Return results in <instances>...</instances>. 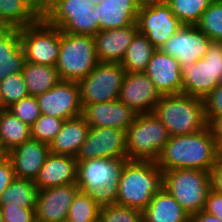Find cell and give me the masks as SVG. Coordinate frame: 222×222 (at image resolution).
Masks as SVG:
<instances>
[{
  "label": "cell",
  "mask_w": 222,
  "mask_h": 222,
  "mask_svg": "<svg viewBox=\"0 0 222 222\" xmlns=\"http://www.w3.org/2000/svg\"><path fill=\"white\" fill-rule=\"evenodd\" d=\"M145 73L160 95L182 93L181 66L177 59L165 54L161 49L154 51Z\"/></svg>",
  "instance_id": "cell-19"
},
{
  "label": "cell",
  "mask_w": 222,
  "mask_h": 222,
  "mask_svg": "<svg viewBox=\"0 0 222 222\" xmlns=\"http://www.w3.org/2000/svg\"><path fill=\"white\" fill-rule=\"evenodd\" d=\"M49 153L48 144L33 139L10 150L9 160L15 177L34 181Z\"/></svg>",
  "instance_id": "cell-21"
},
{
  "label": "cell",
  "mask_w": 222,
  "mask_h": 222,
  "mask_svg": "<svg viewBox=\"0 0 222 222\" xmlns=\"http://www.w3.org/2000/svg\"><path fill=\"white\" fill-rule=\"evenodd\" d=\"M156 163L162 171L196 169L209 172L217 164L215 139L209 127L192 134L171 136Z\"/></svg>",
  "instance_id": "cell-1"
},
{
  "label": "cell",
  "mask_w": 222,
  "mask_h": 222,
  "mask_svg": "<svg viewBox=\"0 0 222 222\" xmlns=\"http://www.w3.org/2000/svg\"><path fill=\"white\" fill-rule=\"evenodd\" d=\"M78 191L77 184L39 190L35 209L36 222L65 221L69 207Z\"/></svg>",
  "instance_id": "cell-17"
},
{
  "label": "cell",
  "mask_w": 222,
  "mask_h": 222,
  "mask_svg": "<svg viewBox=\"0 0 222 222\" xmlns=\"http://www.w3.org/2000/svg\"><path fill=\"white\" fill-rule=\"evenodd\" d=\"M163 188L170 193L191 216L205 206L211 190L209 172L196 169L163 171Z\"/></svg>",
  "instance_id": "cell-6"
},
{
  "label": "cell",
  "mask_w": 222,
  "mask_h": 222,
  "mask_svg": "<svg viewBox=\"0 0 222 222\" xmlns=\"http://www.w3.org/2000/svg\"><path fill=\"white\" fill-rule=\"evenodd\" d=\"M138 31L144 34L156 49L183 25L165 1L143 0L137 17Z\"/></svg>",
  "instance_id": "cell-12"
},
{
  "label": "cell",
  "mask_w": 222,
  "mask_h": 222,
  "mask_svg": "<svg viewBox=\"0 0 222 222\" xmlns=\"http://www.w3.org/2000/svg\"><path fill=\"white\" fill-rule=\"evenodd\" d=\"M0 108L2 109V98H1V94H0Z\"/></svg>",
  "instance_id": "cell-50"
},
{
  "label": "cell",
  "mask_w": 222,
  "mask_h": 222,
  "mask_svg": "<svg viewBox=\"0 0 222 222\" xmlns=\"http://www.w3.org/2000/svg\"><path fill=\"white\" fill-rule=\"evenodd\" d=\"M128 160L156 162L169 141L168 129L153 114H137L134 123L125 131Z\"/></svg>",
  "instance_id": "cell-5"
},
{
  "label": "cell",
  "mask_w": 222,
  "mask_h": 222,
  "mask_svg": "<svg viewBox=\"0 0 222 222\" xmlns=\"http://www.w3.org/2000/svg\"><path fill=\"white\" fill-rule=\"evenodd\" d=\"M127 158H101L77 162V185L80 191L110 200Z\"/></svg>",
  "instance_id": "cell-9"
},
{
  "label": "cell",
  "mask_w": 222,
  "mask_h": 222,
  "mask_svg": "<svg viewBox=\"0 0 222 222\" xmlns=\"http://www.w3.org/2000/svg\"><path fill=\"white\" fill-rule=\"evenodd\" d=\"M89 130L90 126L82 116L65 120L60 132L49 145L50 152L75 157Z\"/></svg>",
  "instance_id": "cell-25"
},
{
  "label": "cell",
  "mask_w": 222,
  "mask_h": 222,
  "mask_svg": "<svg viewBox=\"0 0 222 222\" xmlns=\"http://www.w3.org/2000/svg\"><path fill=\"white\" fill-rule=\"evenodd\" d=\"M81 116L90 127H106L127 130L137 114L117 100L82 105Z\"/></svg>",
  "instance_id": "cell-18"
},
{
  "label": "cell",
  "mask_w": 222,
  "mask_h": 222,
  "mask_svg": "<svg viewBox=\"0 0 222 222\" xmlns=\"http://www.w3.org/2000/svg\"><path fill=\"white\" fill-rule=\"evenodd\" d=\"M126 71L121 63H102L78 81L82 105L117 100Z\"/></svg>",
  "instance_id": "cell-10"
},
{
  "label": "cell",
  "mask_w": 222,
  "mask_h": 222,
  "mask_svg": "<svg viewBox=\"0 0 222 222\" xmlns=\"http://www.w3.org/2000/svg\"><path fill=\"white\" fill-rule=\"evenodd\" d=\"M203 100L208 123L215 117H222V83H219Z\"/></svg>",
  "instance_id": "cell-40"
},
{
  "label": "cell",
  "mask_w": 222,
  "mask_h": 222,
  "mask_svg": "<svg viewBox=\"0 0 222 222\" xmlns=\"http://www.w3.org/2000/svg\"><path fill=\"white\" fill-rule=\"evenodd\" d=\"M156 48L139 31L128 46L121 65L126 72H145Z\"/></svg>",
  "instance_id": "cell-29"
},
{
  "label": "cell",
  "mask_w": 222,
  "mask_h": 222,
  "mask_svg": "<svg viewBox=\"0 0 222 222\" xmlns=\"http://www.w3.org/2000/svg\"><path fill=\"white\" fill-rule=\"evenodd\" d=\"M41 114L68 120L81 116L78 82L60 80L52 89L36 96Z\"/></svg>",
  "instance_id": "cell-14"
},
{
  "label": "cell",
  "mask_w": 222,
  "mask_h": 222,
  "mask_svg": "<svg viewBox=\"0 0 222 222\" xmlns=\"http://www.w3.org/2000/svg\"><path fill=\"white\" fill-rule=\"evenodd\" d=\"M153 114L170 136L192 134L208 127L204 100L182 93L161 95Z\"/></svg>",
  "instance_id": "cell-3"
},
{
  "label": "cell",
  "mask_w": 222,
  "mask_h": 222,
  "mask_svg": "<svg viewBox=\"0 0 222 222\" xmlns=\"http://www.w3.org/2000/svg\"><path fill=\"white\" fill-rule=\"evenodd\" d=\"M127 158L125 130L106 127H90L85 142L75 159L83 162L90 159Z\"/></svg>",
  "instance_id": "cell-13"
},
{
  "label": "cell",
  "mask_w": 222,
  "mask_h": 222,
  "mask_svg": "<svg viewBox=\"0 0 222 222\" xmlns=\"http://www.w3.org/2000/svg\"><path fill=\"white\" fill-rule=\"evenodd\" d=\"M98 0H53L52 7L43 18L49 25L70 34L95 36L99 32L96 16Z\"/></svg>",
  "instance_id": "cell-7"
},
{
  "label": "cell",
  "mask_w": 222,
  "mask_h": 222,
  "mask_svg": "<svg viewBox=\"0 0 222 222\" xmlns=\"http://www.w3.org/2000/svg\"><path fill=\"white\" fill-rule=\"evenodd\" d=\"M14 178L13 167L8 158L4 163L0 164V197L5 188L11 184Z\"/></svg>",
  "instance_id": "cell-43"
},
{
  "label": "cell",
  "mask_w": 222,
  "mask_h": 222,
  "mask_svg": "<svg viewBox=\"0 0 222 222\" xmlns=\"http://www.w3.org/2000/svg\"><path fill=\"white\" fill-rule=\"evenodd\" d=\"M137 32V22L126 27L100 30L93 36L98 61L102 63H121Z\"/></svg>",
  "instance_id": "cell-20"
},
{
  "label": "cell",
  "mask_w": 222,
  "mask_h": 222,
  "mask_svg": "<svg viewBox=\"0 0 222 222\" xmlns=\"http://www.w3.org/2000/svg\"><path fill=\"white\" fill-rule=\"evenodd\" d=\"M22 75L31 96L52 89L61 79L55 66L25 62Z\"/></svg>",
  "instance_id": "cell-27"
},
{
  "label": "cell",
  "mask_w": 222,
  "mask_h": 222,
  "mask_svg": "<svg viewBox=\"0 0 222 222\" xmlns=\"http://www.w3.org/2000/svg\"><path fill=\"white\" fill-rule=\"evenodd\" d=\"M25 62L20 29L0 28V81L11 74L22 73Z\"/></svg>",
  "instance_id": "cell-24"
},
{
  "label": "cell",
  "mask_w": 222,
  "mask_h": 222,
  "mask_svg": "<svg viewBox=\"0 0 222 222\" xmlns=\"http://www.w3.org/2000/svg\"><path fill=\"white\" fill-rule=\"evenodd\" d=\"M163 189V171L153 161L125 160L118 188L110 200L118 205L144 211Z\"/></svg>",
  "instance_id": "cell-2"
},
{
  "label": "cell",
  "mask_w": 222,
  "mask_h": 222,
  "mask_svg": "<svg viewBox=\"0 0 222 222\" xmlns=\"http://www.w3.org/2000/svg\"><path fill=\"white\" fill-rule=\"evenodd\" d=\"M182 94L204 99L222 83V43L211 42L203 59L181 65Z\"/></svg>",
  "instance_id": "cell-8"
},
{
  "label": "cell",
  "mask_w": 222,
  "mask_h": 222,
  "mask_svg": "<svg viewBox=\"0 0 222 222\" xmlns=\"http://www.w3.org/2000/svg\"><path fill=\"white\" fill-rule=\"evenodd\" d=\"M31 139V127L8 109L0 112V142L10 151Z\"/></svg>",
  "instance_id": "cell-30"
},
{
  "label": "cell",
  "mask_w": 222,
  "mask_h": 222,
  "mask_svg": "<svg viewBox=\"0 0 222 222\" xmlns=\"http://www.w3.org/2000/svg\"><path fill=\"white\" fill-rule=\"evenodd\" d=\"M143 0H98L93 10L99 19V31L135 24Z\"/></svg>",
  "instance_id": "cell-23"
},
{
  "label": "cell",
  "mask_w": 222,
  "mask_h": 222,
  "mask_svg": "<svg viewBox=\"0 0 222 222\" xmlns=\"http://www.w3.org/2000/svg\"><path fill=\"white\" fill-rule=\"evenodd\" d=\"M20 39L26 62L55 66L60 49V29L39 19L20 29Z\"/></svg>",
  "instance_id": "cell-11"
},
{
  "label": "cell",
  "mask_w": 222,
  "mask_h": 222,
  "mask_svg": "<svg viewBox=\"0 0 222 222\" xmlns=\"http://www.w3.org/2000/svg\"><path fill=\"white\" fill-rule=\"evenodd\" d=\"M35 185L39 190L77 183V160L73 156L49 153L38 172Z\"/></svg>",
  "instance_id": "cell-22"
},
{
  "label": "cell",
  "mask_w": 222,
  "mask_h": 222,
  "mask_svg": "<svg viewBox=\"0 0 222 222\" xmlns=\"http://www.w3.org/2000/svg\"><path fill=\"white\" fill-rule=\"evenodd\" d=\"M8 110L30 127L39 119L41 111L36 96H27L14 103Z\"/></svg>",
  "instance_id": "cell-38"
},
{
  "label": "cell",
  "mask_w": 222,
  "mask_h": 222,
  "mask_svg": "<svg viewBox=\"0 0 222 222\" xmlns=\"http://www.w3.org/2000/svg\"><path fill=\"white\" fill-rule=\"evenodd\" d=\"M39 189L33 180L15 177L0 197V205L36 208Z\"/></svg>",
  "instance_id": "cell-28"
},
{
  "label": "cell",
  "mask_w": 222,
  "mask_h": 222,
  "mask_svg": "<svg viewBox=\"0 0 222 222\" xmlns=\"http://www.w3.org/2000/svg\"><path fill=\"white\" fill-rule=\"evenodd\" d=\"M38 20L22 0H0V28L22 29Z\"/></svg>",
  "instance_id": "cell-31"
},
{
  "label": "cell",
  "mask_w": 222,
  "mask_h": 222,
  "mask_svg": "<svg viewBox=\"0 0 222 222\" xmlns=\"http://www.w3.org/2000/svg\"><path fill=\"white\" fill-rule=\"evenodd\" d=\"M98 63L93 36L60 31V49L55 67L61 80L78 82Z\"/></svg>",
  "instance_id": "cell-4"
},
{
  "label": "cell",
  "mask_w": 222,
  "mask_h": 222,
  "mask_svg": "<svg viewBox=\"0 0 222 222\" xmlns=\"http://www.w3.org/2000/svg\"><path fill=\"white\" fill-rule=\"evenodd\" d=\"M208 127L214 139H222V117H215L209 123Z\"/></svg>",
  "instance_id": "cell-45"
},
{
  "label": "cell",
  "mask_w": 222,
  "mask_h": 222,
  "mask_svg": "<svg viewBox=\"0 0 222 222\" xmlns=\"http://www.w3.org/2000/svg\"><path fill=\"white\" fill-rule=\"evenodd\" d=\"M216 161L222 165V139H215Z\"/></svg>",
  "instance_id": "cell-47"
},
{
  "label": "cell",
  "mask_w": 222,
  "mask_h": 222,
  "mask_svg": "<svg viewBox=\"0 0 222 222\" xmlns=\"http://www.w3.org/2000/svg\"><path fill=\"white\" fill-rule=\"evenodd\" d=\"M98 222H144V215L143 211L105 200L99 210Z\"/></svg>",
  "instance_id": "cell-34"
},
{
  "label": "cell",
  "mask_w": 222,
  "mask_h": 222,
  "mask_svg": "<svg viewBox=\"0 0 222 222\" xmlns=\"http://www.w3.org/2000/svg\"><path fill=\"white\" fill-rule=\"evenodd\" d=\"M104 200L100 197L78 191L69 207L67 221L98 222L99 210Z\"/></svg>",
  "instance_id": "cell-32"
},
{
  "label": "cell",
  "mask_w": 222,
  "mask_h": 222,
  "mask_svg": "<svg viewBox=\"0 0 222 222\" xmlns=\"http://www.w3.org/2000/svg\"><path fill=\"white\" fill-rule=\"evenodd\" d=\"M22 1L39 19H43L48 14L53 3V0H22Z\"/></svg>",
  "instance_id": "cell-42"
},
{
  "label": "cell",
  "mask_w": 222,
  "mask_h": 222,
  "mask_svg": "<svg viewBox=\"0 0 222 222\" xmlns=\"http://www.w3.org/2000/svg\"><path fill=\"white\" fill-rule=\"evenodd\" d=\"M190 222H222L216 216H213L203 210L190 216Z\"/></svg>",
  "instance_id": "cell-46"
},
{
  "label": "cell",
  "mask_w": 222,
  "mask_h": 222,
  "mask_svg": "<svg viewBox=\"0 0 222 222\" xmlns=\"http://www.w3.org/2000/svg\"><path fill=\"white\" fill-rule=\"evenodd\" d=\"M4 222H36V208H22L19 205H0Z\"/></svg>",
  "instance_id": "cell-39"
},
{
  "label": "cell",
  "mask_w": 222,
  "mask_h": 222,
  "mask_svg": "<svg viewBox=\"0 0 222 222\" xmlns=\"http://www.w3.org/2000/svg\"><path fill=\"white\" fill-rule=\"evenodd\" d=\"M2 109H8L14 103L29 96L22 73H14L0 81Z\"/></svg>",
  "instance_id": "cell-36"
},
{
  "label": "cell",
  "mask_w": 222,
  "mask_h": 222,
  "mask_svg": "<svg viewBox=\"0 0 222 222\" xmlns=\"http://www.w3.org/2000/svg\"><path fill=\"white\" fill-rule=\"evenodd\" d=\"M160 93L145 72H126L118 100L136 114L153 113Z\"/></svg>",
  "instance_id": "cell-16"
},
{
  "label": "cell",
  "mask_w": 222,
  "mask_h": 222,
  "mask_svg": "<svg viewBox=\"0 0 222 222\" xmlns=\"http://www.w3.org/2000/svg\"><path fill=\"white\" fill-rule=\"evenodd\" d=\"M144 222H190V215L164 188L143 211Z\"/></svg>",
  "instance_id": "cell-26"
},
{
  "label": "cell",
  "mask_w": 222,
  "mask_h": 222,
  "mask_svg": "<svg viewBox=\"0 0 222 222\" xmlns=\"http://www.w3.org/2000/svg\"><path fill=\"white\" fill-rule=\"evenodd\" d=\"M9 158V151L0 142V164L4 163Z\"/></svg>",
  "instance_id": "cell-48"
},
{
  "label": "cell",
  "mask_w": 222,
  "mask_h": 222,
  "mask_svg": "<svg viewBox=\"0 0 222 222\" xmlns=\"http://www.w3.org/2000/svg\"><path fill=\"white\" fill-rule=\"evenodd\" d=\"M203 211L216 216L222 221V195L210 190Z\"/></svg>",
  "instance_id": "cell-41"
},
{
  "label": "cell",
  "mask_w": 222,
  "mask_h": 222,
  "mask_svg": "<svg viewBox=\"0 0 222 222\" xmlns=\"http://www.w3.org/2000/svg\"><path fill=\"white\" fill-rule=\"evenodd\" d=\"M212 40L195 25H182L161 47V50L189 65L203 59Z\"/></svg>",
  "instance_id": "cell-15"
},
{
  "label": "cell",
  "mask_w": 222,
  "mask_h": 222,
  "mask_svg": "<svg viewBox=\"0 0 222 222\" xmlns=\"http://www.w3.org/2000/svg\"><path fill=\"white\" fill-rule=\"evenodd\" d=\"M0 222H4L1 206H0Z\"/></svg>",
  "instance_id": "cell-49"
},
{
  "label": "cell",
  "mask_w": 222,
  "mask_h": 222,
  "mask_svg": "<svg viewBox=\"0 0 222 222\" xmlns=\"http://www.w3.org/2000/svg\"><path fill=\"white\" fill-rule=\"evenodd\" d=\"M212 42L222 43V0H214L196 25Z\"/></svg>",
  "instance_id": "cell-35"
},
{
  "label": "cell",
  "mask_w": 222,
  "mask_h": 222,
  "mask_svg": "<svg viewBox=\"0 0 222 222\" xmlns=\"http://www.w3.org/2000/svg\"><path fill=\"white\" fill-rule=\"evenodd\" d=\"M211 190L222 195V165L216 164L210 171Z\"/></svg>",
  "instance_id": "cell-44"
},
{
  "label": "cell",
  "mask_w": 222,
  "mask_h": 222,
  "mask_svg": "<svg viewBox=\"0 0 222 222\" xmlns=\"http://www.w3.org/2000/svg\"><path fill=\"white\" fill-rule=\"evenodd\" d=\"M214 0H165L183 25H197Z\"/></svg>",
  "instance_id": "cell-33"
},
{
  "label": "cell",
  "mask_w": 222,
  "mask_h": 222,
  "mask_svg": "<svg viewBox=\"0 0 222 222\" xmlns=\"http://www.w3.org/2000/svg\"><path fill=\"white\" fill-rule=\"evenodd\" d=\"M65 120L43 115L31 126V139L50 145L60 132Z\"/></svg>",
  "instance_id": "cell-37"
}]
</instances>
